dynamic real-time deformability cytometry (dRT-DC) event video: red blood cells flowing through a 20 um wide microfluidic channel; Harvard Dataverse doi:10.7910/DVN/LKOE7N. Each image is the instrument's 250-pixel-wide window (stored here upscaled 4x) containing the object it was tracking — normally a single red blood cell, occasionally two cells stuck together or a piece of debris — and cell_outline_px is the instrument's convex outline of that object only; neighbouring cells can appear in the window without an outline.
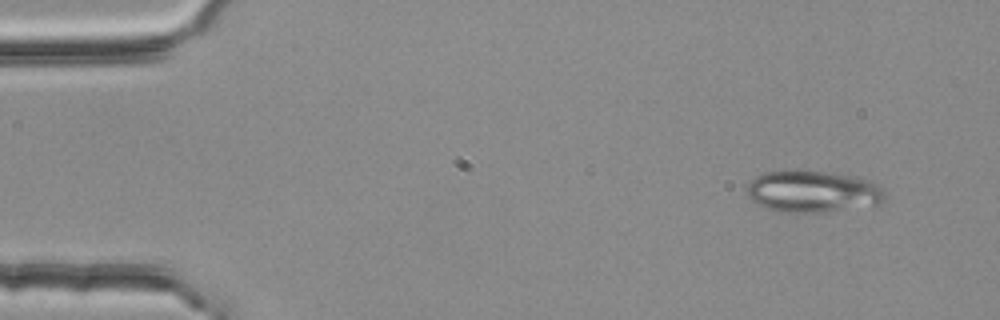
{"species": "common noctule bat (a hibernating species)", "species_latin": "Nyctalus noctula", "temperature_condition": "room temperature", "stored_images_in_passage": 4, "camera_frame_rate_fps": 3000, "um_per_image_px": 0.085, "animal": {"sex": "female", "body_mass_g": 25.1}, "frame": {"image": 1, "passage_image": 1, "time_ms": 0.0, "image_size_px": [1000, 320], "cell_outline_px": [[884, 200], [880, 204], [824, 212], [780, 212], [768, 208], [752, 200], [744, 192], [744, 188], [756, 176], [768, 172], [784, 168], [796, 168], [832, 172], [856, 176], [872, 180], [884, 188]], "centroid_in_image_um": [69.08, 16.23], "position_along_channel_um": 15.9, "area_um2": 34.51}}